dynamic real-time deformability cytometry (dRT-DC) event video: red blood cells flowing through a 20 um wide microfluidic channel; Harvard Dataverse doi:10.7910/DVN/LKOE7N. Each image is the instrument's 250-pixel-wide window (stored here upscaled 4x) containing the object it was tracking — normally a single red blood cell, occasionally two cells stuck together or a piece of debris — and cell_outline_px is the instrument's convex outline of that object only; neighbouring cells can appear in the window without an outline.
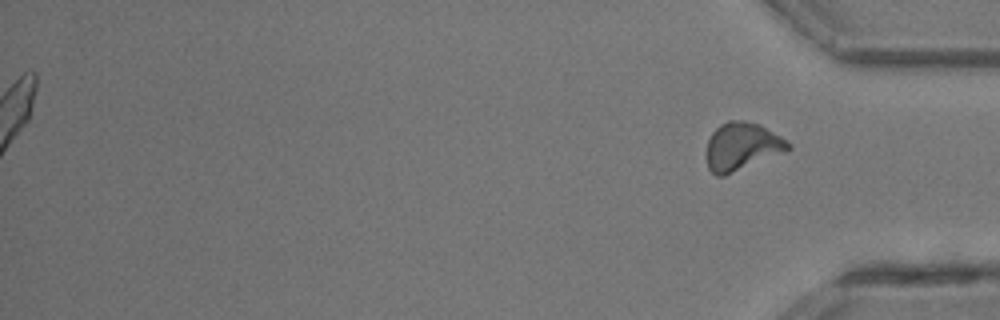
{"species": "common noctule bat (a hibernating species)", "species_latin": "Nyctalus noctula", "temperature_condition": "room temperature", "stored_images_in_passage": 35, "segment_of_instrument_passage": [2, 2], "camera_frame_rate_fps": 3000, "um_per_image_px": 0.085, "animal": {"sex": "male", "body_mass_g": 13.3}, "frame": {"image": 1, "passage_image": 35, "time_ms": 11.333, "image_size_px": [1000, 320], "cell_outline_px": [[792, 148], [724, 176], [716, 176], [708, 168], [708, 140], [712, 132], [720, 124], [728, 120], [744, 120], [760, 124], [780, 136], [792, 144]], "centroid_in_image_um": [63.06, 12.42], "position_along_channel_um": 372.1, "area_um2": 22.43}}